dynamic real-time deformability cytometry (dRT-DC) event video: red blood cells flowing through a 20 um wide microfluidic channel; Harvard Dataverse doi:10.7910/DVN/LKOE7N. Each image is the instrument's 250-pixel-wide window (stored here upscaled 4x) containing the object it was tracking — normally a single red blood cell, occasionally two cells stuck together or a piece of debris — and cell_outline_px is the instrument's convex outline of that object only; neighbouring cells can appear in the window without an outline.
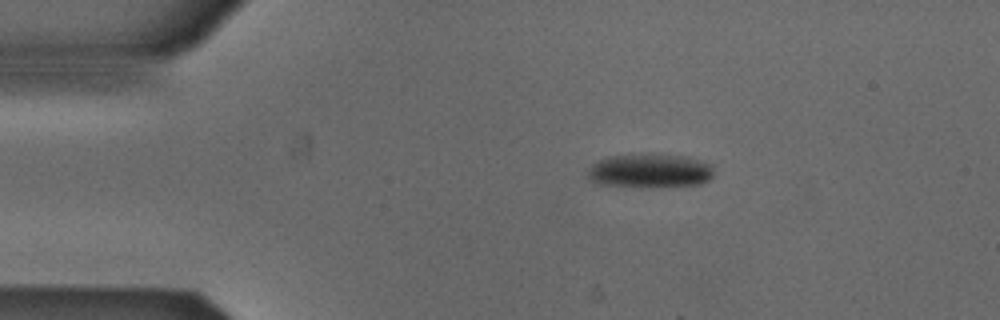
{"species": "Egyptian fruit bat (a non-hibernating species)", "species_latin": "Rousettus aegyptiacus", "temperature_condition": "cold", "stored_images_in_passage": 53, "camera_frame_rate_fps": 3000, "um_per_image_px": 0.085, "animal": {"sex": "male"}, "frame": {"image": 1, "passage_image": 10, "time_ms": 3.0, "image_size_px": [1000, 320], "cell_outline_px": [[712, 176], [708, 180], [700, 184], [652, 188], [648, 188], [596, 184], [584, 172], [592, 164], [600, 160], [612, 156], [684, 156], [708, 164], [712, 168]], "centroid_in_image_um": [55.18, 14.58], "position_along_channel_um": 29.8, "area_um2": 24.45}}
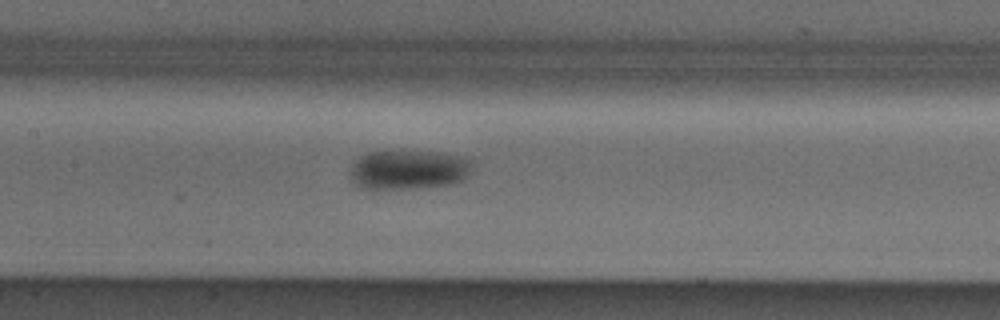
{"frame": {"image": 2, "passage_image": 25, "time_ms": 8.0, "image_size_px": [1000, 320], "cell_outline_px": [[472, 160], [464, 180], [452, 184], [420, 188], [364, 188], [356, 184], [348, 176], [348, 172], [352, 164], [360, 156], [368, 152], [400, 148], [404, 148], [440, 152], [472, 156]], "centroid_in_image_um": [34.73, 14.35], "position_along_channel_um": 172.7, "area_um2": 29.25}}
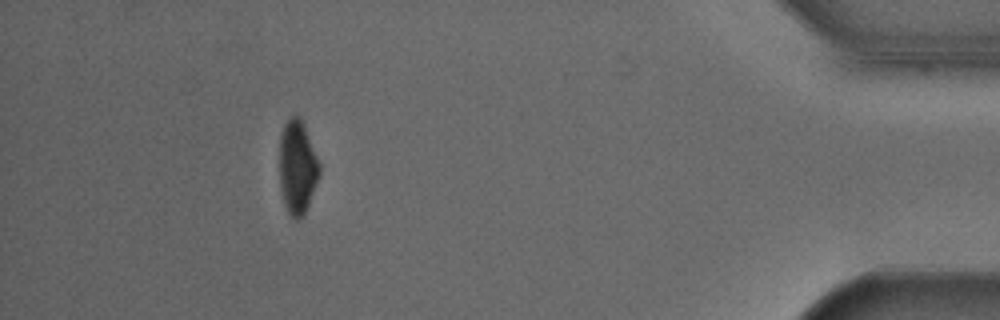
{"frame": {"image": 3, "passage_image": 48, "time_ms": 15.667, "image_size_px": [1000, 320], "cell_outline_px": [[320, 176], [308, 204], [304, 212], [296, 220], [288, 216], [284, 204], [280, 188], [280, 132], [284, 124], [292, 116], [300, 116], [320, 164]], "centroid_in_image_um": [25.26, 14.22], "position_along_channel_um": 409.9, "area_um2": 21.73}, "authors_computed_cell_mechanics": {"area_um2": 24.6806, "velocity_mm_per_s": 3.8916, "shape_relaxation_time_tau1_ms": 2.811, "shape_relaxation_time_tau2_ms": null, "deformation_change_tau1": 0.0728, "deformation_change_tau2": null}}